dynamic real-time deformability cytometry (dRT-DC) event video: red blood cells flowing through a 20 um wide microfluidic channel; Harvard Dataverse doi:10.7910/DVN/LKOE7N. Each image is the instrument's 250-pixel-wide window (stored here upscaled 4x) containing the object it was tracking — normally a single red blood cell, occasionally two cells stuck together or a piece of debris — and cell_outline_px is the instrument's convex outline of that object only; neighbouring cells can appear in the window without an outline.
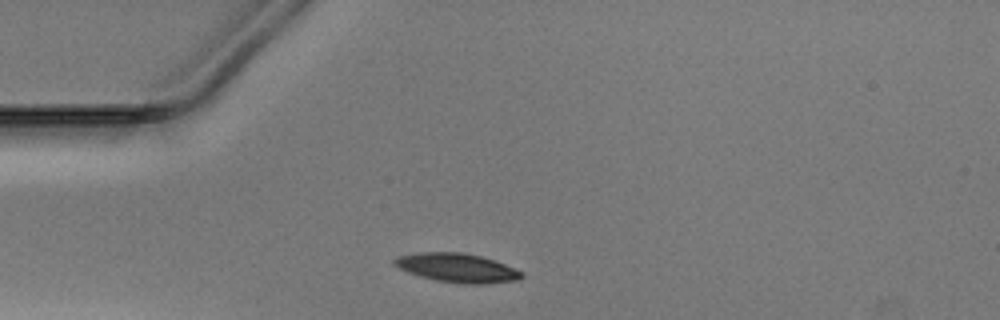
{"species": "Egyptian fruit bat (a non-hibernating species)", "species_latin": "Rousettus aegyptiacus", "temperature_condition": "warm", "stored_images_in_passage": 31, "camera_frame_rate_fps": 3000, "um_per_image_px": 0.085, "animal": {"sex": "male"}, "frame": {"image": 1, "passage_image": 4, "time_ms": 1.0, "image_size_px": [1000, 320], "cell_outline_px": [[524, 276], [516, 280], [484, 284], [460, 284], [436, 280], [420, 276], [408, 272], [392, 264], [392, 260], [396, 256], [420, 252], [460, 252], [480, 256], [496, 260], [524, 272]], "centroid_in_image_um": [38.85, 22.76], "position_along_channel_um": 46.1, "area_um2": 21.62}}
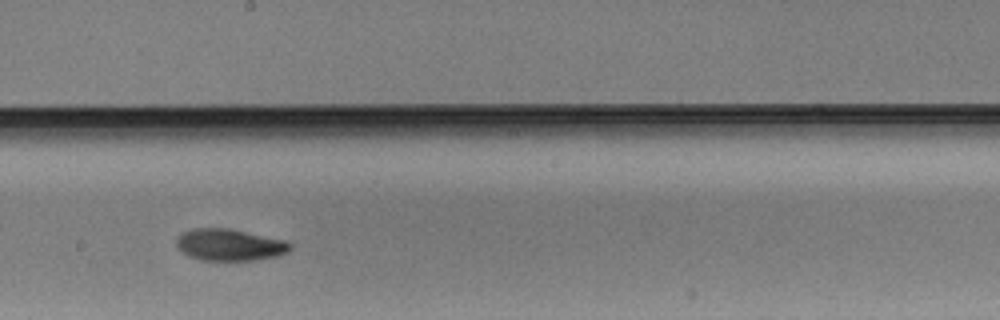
{"frame": {"image": 2, "passage_image": 19, "time_ms": 6.0, "image_size_px": [1000, 320], "cell_outline_px": [[292, 248], [288, 252], [280, 256], [256, 260], [200, 260], [188, 256], [176, 244], [176, 240], [180, 232], [192, 228], [228, 228], [288, 240], [292, 244]], "centroid_in_image_um": [19.56, 20.8], "position_along_channel_um": 228.6, "area_um2": 21.39}}
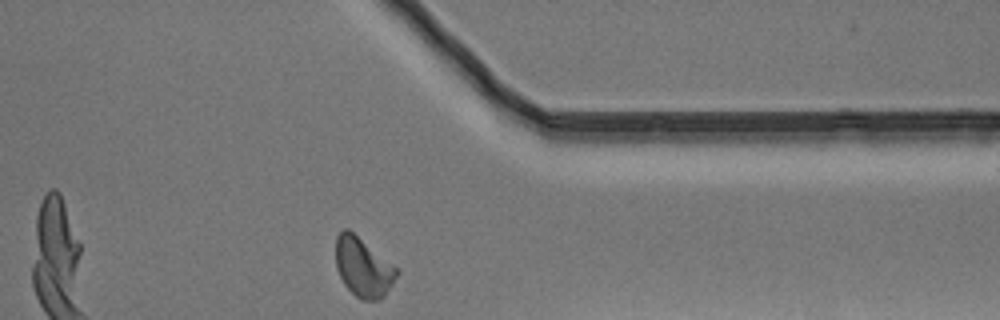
{"frame": {"image": 3, "passage_image": 31, "time_ms": 10.0, "image_size_px": [1000, 320], "cell_outline_px": [[400, 272], [384, 296], [380, 300], [360, 300], [344, 284], [336, 268], [336, 236], [344, 228], [348, 228], [396, 268]], "centroid_in_image_um": [30.85, 22.73], "position_along_channel_um": 380.6, "area_um2": 20.69}}